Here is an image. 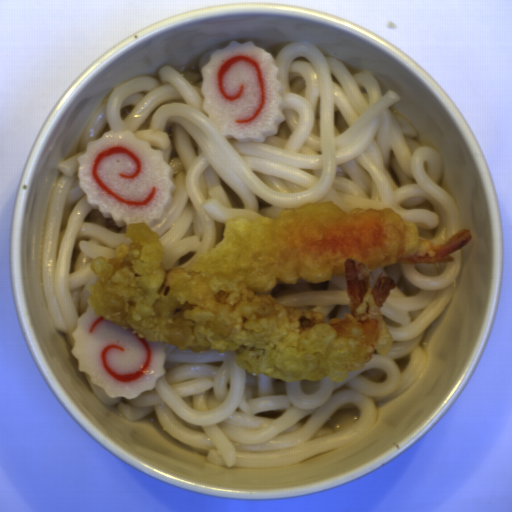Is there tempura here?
Instances as JSON below:
<instances>
[{
    "label": "tempura",
    "instance_id": "8679c707",
    "mask_svg": "<svg viewBox=\"0 0 512 512\" xmlns=\"http://www.w3.org/2000/svg\"><path fill=\"white\" fill-rule=\"evenodd\" d=\"M389 209L345 211L335 203L289 207L276 217L226 221L217 244L190 264L169 268L157 231L127 224L113 256L91 264L97 276L88 308L145 342L190 352L227 351L247 374L270 380L326 377L338 383L392 347L382 307L396 286L378 269L451 264L473 239L467 229L444 242ZM346 277L350 311L325 321L311 309L285 308L272 290Z\"/></svg>",
    "mask_w": 512,
    "mask_h": 512
}]
</instances>
